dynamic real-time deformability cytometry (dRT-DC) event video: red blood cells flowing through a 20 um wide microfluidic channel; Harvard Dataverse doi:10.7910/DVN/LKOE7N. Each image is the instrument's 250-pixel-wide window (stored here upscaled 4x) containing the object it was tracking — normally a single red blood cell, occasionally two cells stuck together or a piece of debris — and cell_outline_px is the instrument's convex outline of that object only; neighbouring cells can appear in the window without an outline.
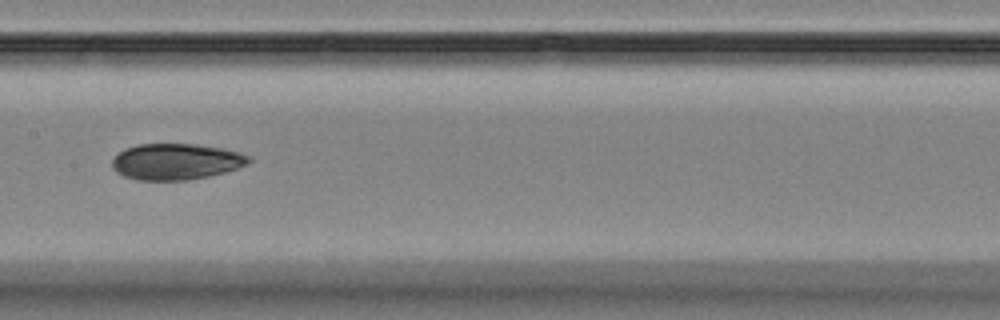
{"species": "Egyptian fruit bat (a non-hibernating species)", "species_latin": "Rousettus aegyptiacus", "temperature_condition": "room temperature", "stored_images_in_passage": 8, "camera_frame_rate_fps": 3000, "um_per_image_px": 0.085, "animal": {"sex": "female"}, "frame": {"image": 1, "passage_image": 8, "time_ms": 8.333, "image_size_px": [1000, 320], "cell_outline_px": [[252, 160], [248, 164], [224, 172], [208, 176], [184, 180], [136, 180], [124, 176], [116, 172], [112, 168], [112, 160], [124, 148], [136, 144], [196, 144], [220, 148], [240, 152], [252, 156]], "centroid_in_image_um": [14.96, 13.73], "position_along_channel_um": 192.4, "area_um2": 28.84}}